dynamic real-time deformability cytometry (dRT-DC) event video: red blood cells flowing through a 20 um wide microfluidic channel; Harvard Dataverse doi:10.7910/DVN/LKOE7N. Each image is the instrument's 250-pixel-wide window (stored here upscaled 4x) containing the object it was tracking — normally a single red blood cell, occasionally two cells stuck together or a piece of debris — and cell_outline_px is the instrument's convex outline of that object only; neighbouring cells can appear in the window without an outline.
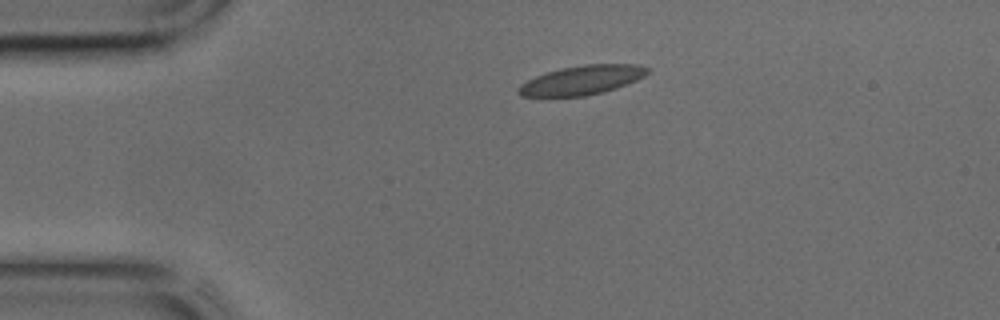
{"species": "common noctule bat (a hibernating species)", "species_latin": "Nyctalus noctula", "temperature_condition": "cold", "stored_images_in_passage": 36, "camera_frame_rate_fps": 3000, "um_per_image_px": 0.085, "animal": {"sex": "male", "body_mass_g": 17.9, "forearm_length_mm": 54.2}, "frame": {"image": 1, "passage_image": 1, "time_ms": 0.0, "image_size_px": [1000, 320], "cell_outline_px": [[652, 68], [644, 76], [628, 84], [604, 92], [584, 96], [520, 96], [516, 88], [520, 84], [536, 76], [548, 72], [564, 68], [584, 64], [636, 64]], "centroid_in_image_um": [49.5, 6.81], "position_along_channel_um": 35.5, "area_um2": 21.85}}
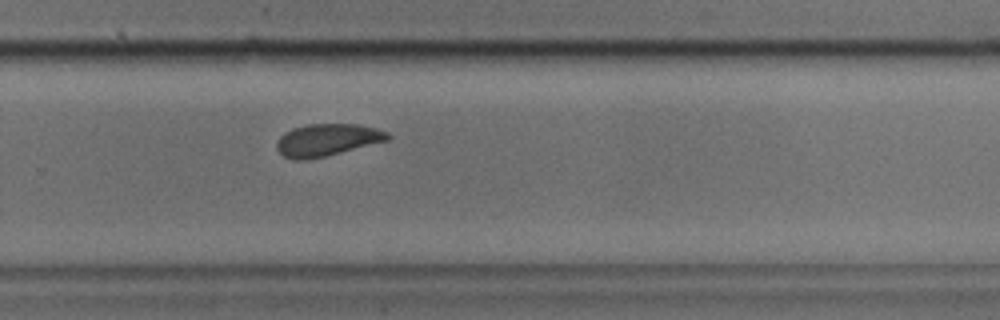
{"frame": {"image": 2, "passage_image": 21, "time_ms": 6.667, "image_size_px": [1000, 320], "cell_outline_px": [[392, 136], [388, 140], [324, 156], [300, 160], [296, 160], [284, 156], [276, 148], [276, 144], [280, 136], [284, 132], [292, 128], [308, 124], [356, 124], [376, 128], [388, 132]], "centroid_in_image_um": [27.8, 11.87], "position_along_channel_um": 302.0, "area_um2": 20.58}}
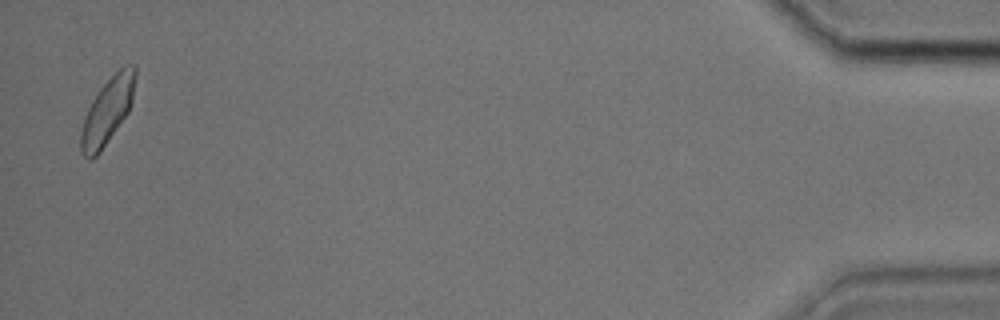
{"frame": {"image": 3, "passage_image": 35, "time_ms": 11.333, "image_size_px": [1000, 320], "cell_outline_px": [[136, 76], [132, 100], [128, 112], [100, 152], [92, 160], [88, 160], [80, 152], [80, 132], [84, 116], [92, 100], [100, 88], [120, 68], [132, 64], [136, 64]], "centroid_in_image_um": [9.11, 9.46], "position_along_channel_um": 426.1, "area_um2": 20.87}}